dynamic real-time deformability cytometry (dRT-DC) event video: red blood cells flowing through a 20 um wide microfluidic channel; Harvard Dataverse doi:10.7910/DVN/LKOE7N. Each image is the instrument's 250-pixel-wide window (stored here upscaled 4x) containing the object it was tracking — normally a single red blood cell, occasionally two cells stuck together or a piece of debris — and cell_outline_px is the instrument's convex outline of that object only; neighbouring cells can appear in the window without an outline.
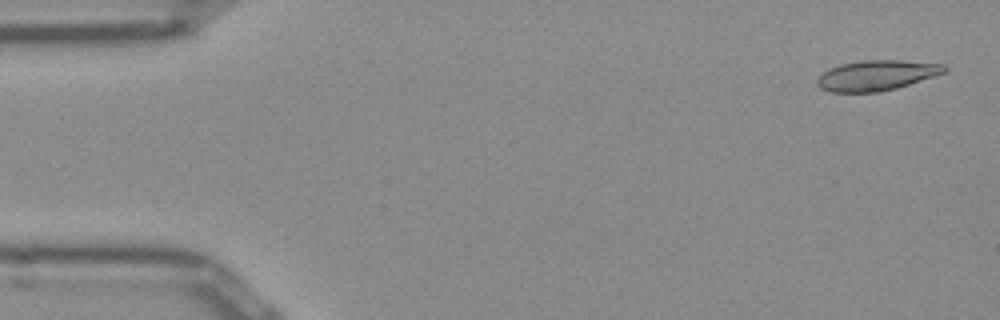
{"species": "Egyptian fruit bat (a non-hibernating species)", "species_latin": "Rousettus aegyptiacus", "temperature_condition": "room temperature", "stored_images_in_passage": 49, "camera_frame_rate_fps": 3000, "um_per_image_px": 0.085, "frame": {"image": 1, "passage_image": 1, "time_ms": 0.0, "image_size_px": [1000, 320], "cell_outline_px": [[948, 72], [896, 88], [880, 92], [832, 92], [820, 88], [816, 84], [816, 80], [828, 68], [840, 64], [864, 60], [900, 60], [944, 64], [948, 68]], "centroid_in_image_um": [74.53, 6.4], "position_along_channel_um": 10.5, "area_um2": 22.54}}
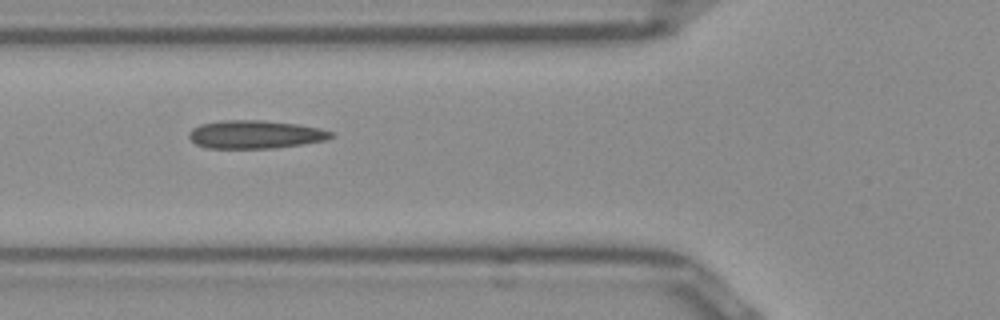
{"frame": {"image": 2, "passage_image": 17, "time_ms": 5.333, "image_size_px": [1000, 320], "cell_outline_px": [[336, 136], [328, 140], [304, 144], [272, 148], [204, 148], [196, 144], [188, 136], [188, 132], [192, 128], [200, 124], [220, 120], [264, 120], [300, 124], [320, 128], [332, 132]], "centroid_in_image_um": [21.72, 11.42], "position_along_channel_um": 104.1, "area_um2": 23.7}}
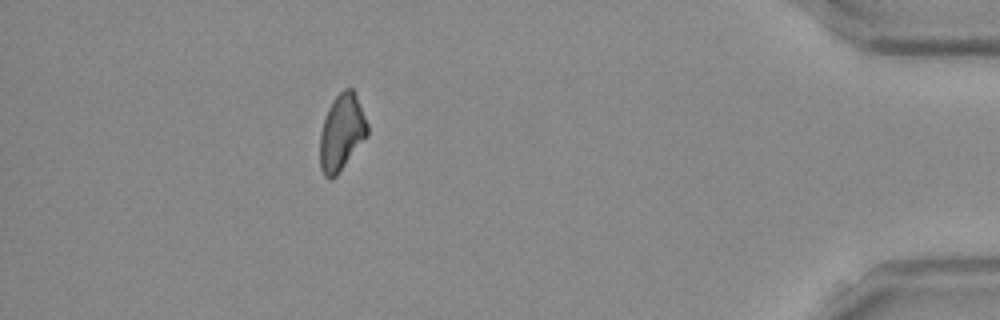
{"frame": {"image": 3, "passage_image": 44, "time_ms": 14.333, "image_size_px": [1000, 320], "cell_outline_px": [[368, 136], [336, 176], [328, 180], [324, 176], [320, 168], [320, 132], [328, 108], [332, 100], [344, 88], [352, 88], [356, 96], [368, 124]], "centroid_in_image_um": [29.03, 11.28], "position_along_channel_um": 406.2, "area_um2": 21.1}, "authors_computed_cell_mechanics": {"area_um2": 22.1374, "velocity_mm_per_s": 3.9616, "shape_relaxation_time_tau1_ms": null, "shape_relaxation_time_tau2_ms": 2.8672, "deformation_change_tau1": null, "deformation_change_tau2": 0.0888}}